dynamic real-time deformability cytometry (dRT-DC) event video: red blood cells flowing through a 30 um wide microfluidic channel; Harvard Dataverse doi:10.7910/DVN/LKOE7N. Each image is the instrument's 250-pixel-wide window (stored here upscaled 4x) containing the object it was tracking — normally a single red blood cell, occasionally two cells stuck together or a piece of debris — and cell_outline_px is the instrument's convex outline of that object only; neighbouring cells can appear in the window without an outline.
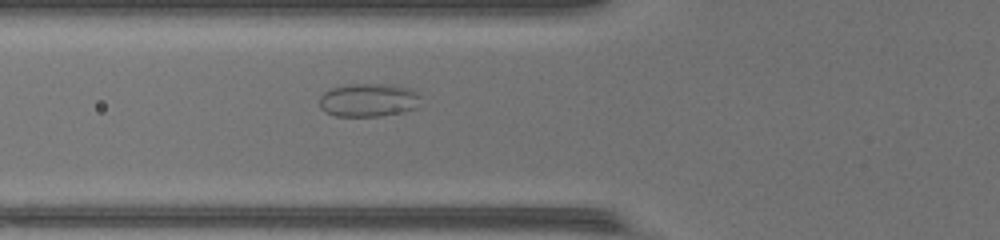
{"species": "common noctule bat (a hibernating species)", "species_latin": "Nyctalus noctula", "temperature_condition": "warm", "stored_images_in_passage": 31, "camera_frame_rate_fps": 3000, "um_per_image_px": 0.085, "animal": {"sex": "female", "body_mass_g": 17.0, "forearm_length_mm": 48.0}, "frame": {"image": 1, "passage_image": 2, "time_ms": 0.333, "image_size_px": [1000, 240], "cell_outline_px": [[420, 96], [416, 108], [404, 112], [380, 116], [336, 116], [324, 112], [320, 108], [320, 96], [328, 88], [348, 84], [392, 84], [412, 88]], "centroid_in_image_um": [31.31, 8.5], "position_along_channel_um": 94.5, "area_um2": 20.0}}
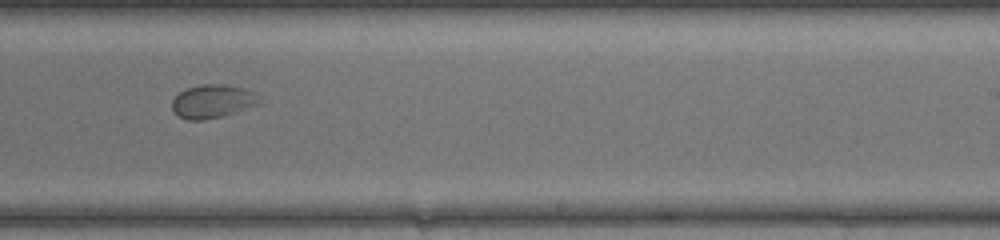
{"frame": {"image": 2, "passage_image": 14, "time_ms": 4.333, "image_size_px": [1000, 240], "cell_outline_px": [[264, 104], [236, 112], [204, 120], [188, 120], [176, 116], [172, 108], [172, 100], [184, 88], [200, 84], [228, 84], [244, 88], [252, 92]], "centroid_in_image_um": [18.07, 8.61], "position_along_channel_um": 270.9, "area_um2": 17.28}}
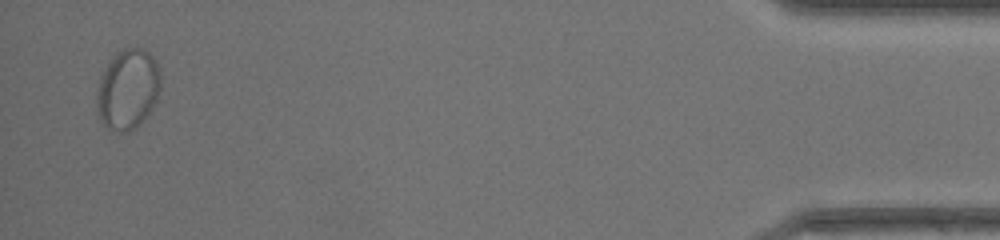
{"frame": {"image": 3, "passage_image": 30, "time_ms": 9.667, "image_size_px": [1000, 240], "cell_outline_px": [[160, 88], [156, 100], [152, 108], [144, 120], [128, 132], [120, 132], [108, 128], [100, 120], [96, 104], [96, 92], [100, 76], [112, 56], [124, 48], [144, 48], [156, 60], [160, 68]], "centroid_in_image_um": [10.86, 7.57], "position_along_channel_um": 424.3, "area_um2": 30.06}}